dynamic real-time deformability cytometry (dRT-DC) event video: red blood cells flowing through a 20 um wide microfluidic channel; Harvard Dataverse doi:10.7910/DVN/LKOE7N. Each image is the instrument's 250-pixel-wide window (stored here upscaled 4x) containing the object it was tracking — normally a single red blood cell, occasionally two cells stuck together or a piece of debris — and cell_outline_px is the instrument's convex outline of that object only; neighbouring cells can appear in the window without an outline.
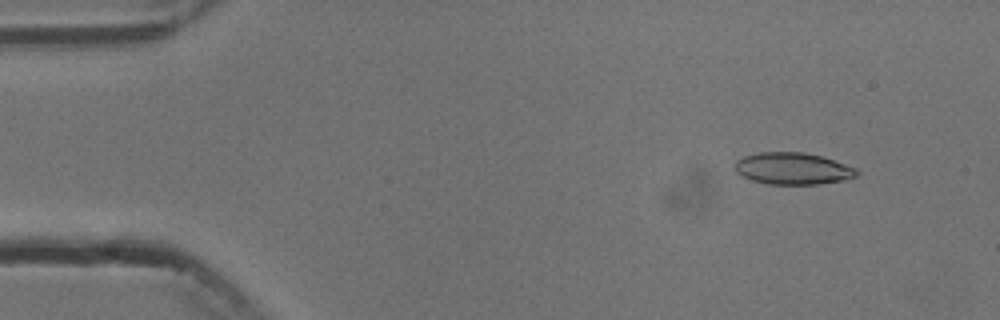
{"species": "common noctule bat (a hibernating species)", "species_latin": "Nyctalus noctula", "temperature_condition": "cold", "stored_images_in_passage": 6, "segment_of_instrument_passage": [1, 2], "camera_frame_rate_fps": 3000, "um_per_image_px": 0.085, "animal": {"sex": "male", "body_mass_g": 13.3}, "frame": {"image": 1, "passage_image": 2, "time_ms": 1.0, "image_size_px": [1000, 320], "cell_outline_px": [[860, 172], [856, 176], [848, 180], [820, 184], [768, 184], [752, 180], [736, 172], [736, 160], [744, 156], [756, 152], [804, 152], [820, 156], [856, 168]], "centroid_in_image_um": [67.41, 14.33], "position_along_channel_um": 17.6, "area_um2": 22.6}}
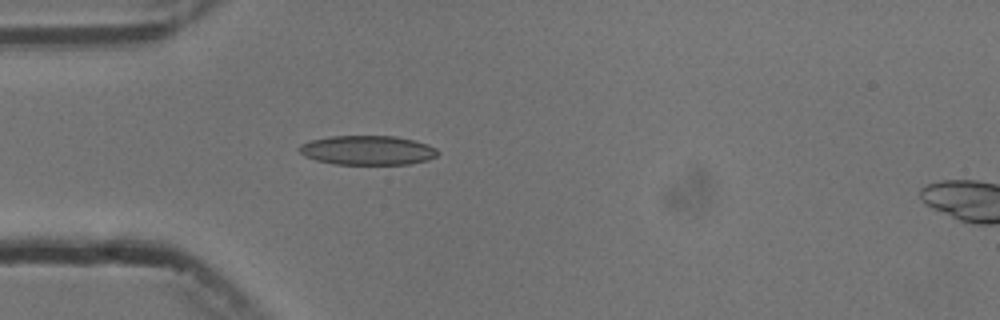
{"frame": {"image": 2, "passage_image": 5, "time_ms": 4.333, "image_size_px": [1000, 320], "cell_outline_px": [[440, 152], [436, 156], [428, 160], [408, 164], [336, 164], [316, 160], [304, 156], [296, 148], [300, 144], [312, 140], [332, 136], [396, 136], [428, 144], [436, 148]], "centroid_in_image_um": [31.24, 12.77], "position_along_channel_um": 53.8, "area_um2": 23.7}}